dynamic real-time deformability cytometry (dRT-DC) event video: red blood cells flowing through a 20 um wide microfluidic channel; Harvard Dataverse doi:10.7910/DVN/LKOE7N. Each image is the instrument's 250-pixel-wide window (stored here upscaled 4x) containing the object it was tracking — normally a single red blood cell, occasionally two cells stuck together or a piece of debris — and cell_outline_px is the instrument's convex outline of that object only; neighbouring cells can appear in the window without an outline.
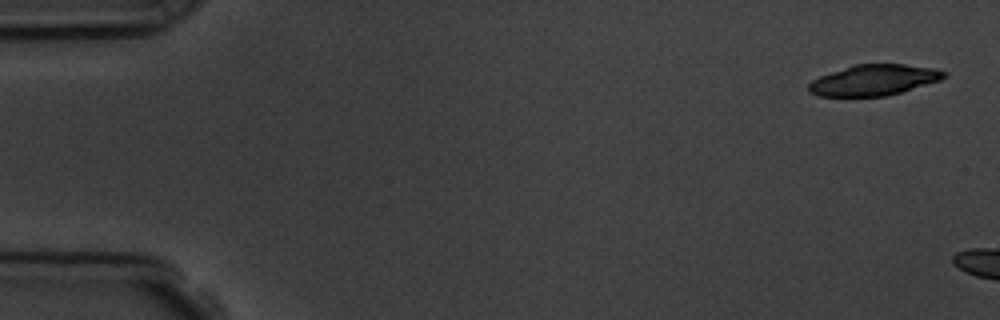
{"species": "common noctule bat (a hibernating species)", "species_latin": "Nyctalus noctula", "temperature_condition": "room temperature", "stored_images_in_passage": 6, "camera_frame_rate_fps": 3000, "um_per_image_px": 0.085, "animal": {"sex": "male", "body_mass_g": 19.5, "forearm_length_mm": 54.6}, "frame": {"image": 1, "passage_image": 1, "time_ms": 0.0, "image_size_px": [1000, 320], "cell_outline_px": [[948, 76], [940, 80], [900, 92], [884, 96], [820, 96], [808, 92], [808, 84], [812, 80], [820, 76], [856, 64], [904, 64], [936, 68], [948, 72]], "centroid_in_image_um": [74.31, 6.8], "position_along_channel_um": 10.7, "area_um2": 24.16}}
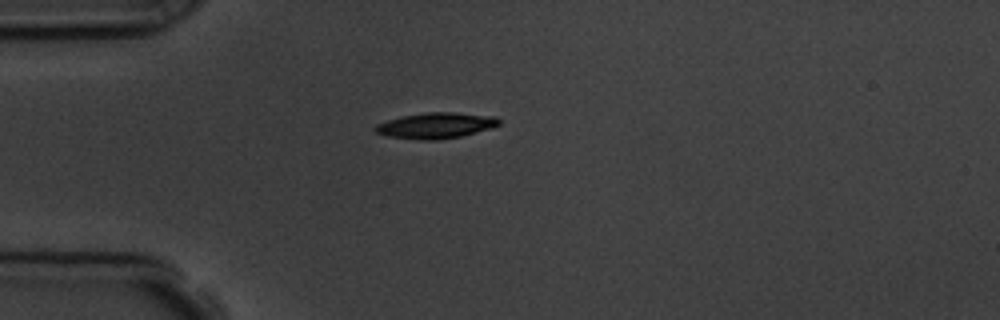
{"frame": {"image": 2, "passage_image": 6, "time_ms": 7.667, "image_size_px": [1000, 320], "cell_outline_px": [[500, 124], [492, 128], [460, 136], [436, 140], [420, 140], [388, 136], [376, 132], [372, 128], [376, 124], [388, 120], [404, 116], [424, 112], [452, 112], [496, 116], [500, 120]], "centroid_in_image_um": [37.05, 10.66], "position_along_channel_um": 47.9, "area_um2": 18.55}}